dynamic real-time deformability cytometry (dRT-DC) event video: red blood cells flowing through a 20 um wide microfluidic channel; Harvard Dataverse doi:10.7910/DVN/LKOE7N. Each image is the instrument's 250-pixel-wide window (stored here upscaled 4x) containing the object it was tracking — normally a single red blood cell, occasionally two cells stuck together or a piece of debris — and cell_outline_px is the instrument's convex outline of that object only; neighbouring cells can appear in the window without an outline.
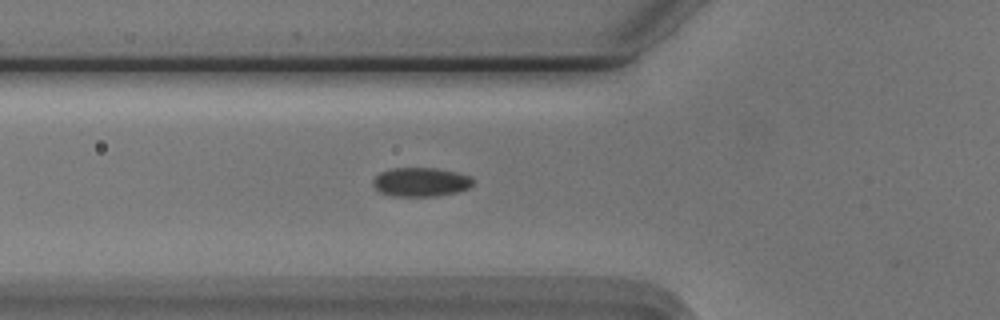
{"species": "Egyptian fruit bat (a non-hibernating species)", "species_latin": "Rousettus aegyptiacus", "temperature_condition": "cold", "stored_images_in_passage": 45, "camera_frame_rate_fps": 3000, "um_per_image_px": 0.085, "animal": {"sex": "male"}, "frame": {"image": 1, "passage_image": 10, "time_ms": 3.0, "image_size_px": [1000, 320], "cell_outline_px": [[472, 184], [468, 188], [456, 192], [436, 196], [392, 196], [380, 192], [372, 184], [372, 180], [380, 172], [392, 168], [436, 168], [456, 172], [468, 176], [472, 180]], "centroid_in_image_um": [35.72, 15.47], "position_along_channel_um": 90.1, "area_um2": 16.76}}
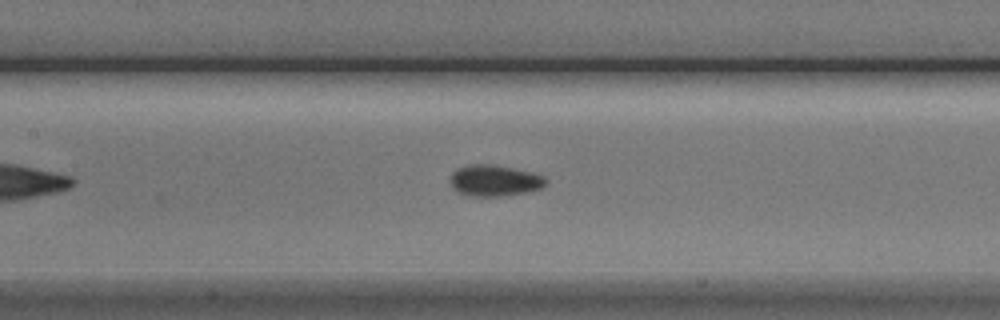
{"frame": {"image": 2, "passage_image": 16, "time_ms": 5.0, "image_size_px": [1000, 320], "cell_outline_px": [[548, 184], [540, 188], [528, 192], [500, 196], [468, 196], [456, 192], [452, 188], [452, 172], [456, 168], [472, 164], [492, 164], [532, 172], [544, 176], [548, 180]], "centroid_in_image_um": [42.05, 15.35], "position_along_channel_um": 165.4, "area_um2": 17.51}}
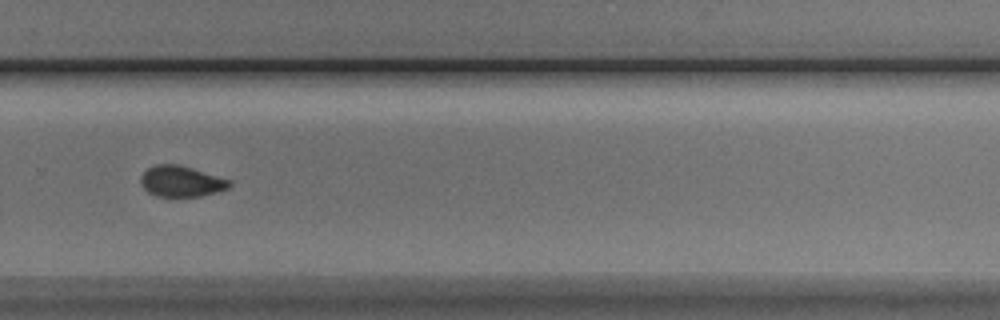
{"frame": {"image": 3, "passage_image": 28, "time_ms": 9.0, "image_size_px": [1000, 320], "cell_outline_px": [[232, 184], [228, 188], [216, 192], [200, 196], [156, 196], [148, 192], [140, 184], [140, 176], [148, 168], [156, 164], [176, 164], [192, 168], [228, 180]], "centroid_in_image_um": [15.35, 15.41], "position_along_channel_um": 314.4, "area_um2": 15.72}, "authors_computed_cell_mechanics": {"area_um2": 16.762, "velocity_mm_per_s": 3.7414, "shape_relaxation_time_tau1_ms": 3.0809, "shape_relaxation_time_tau2_ms": 1.8596, "deformation_change_tau1": 0.0702, "deformation_change_tau2": 0.041}}